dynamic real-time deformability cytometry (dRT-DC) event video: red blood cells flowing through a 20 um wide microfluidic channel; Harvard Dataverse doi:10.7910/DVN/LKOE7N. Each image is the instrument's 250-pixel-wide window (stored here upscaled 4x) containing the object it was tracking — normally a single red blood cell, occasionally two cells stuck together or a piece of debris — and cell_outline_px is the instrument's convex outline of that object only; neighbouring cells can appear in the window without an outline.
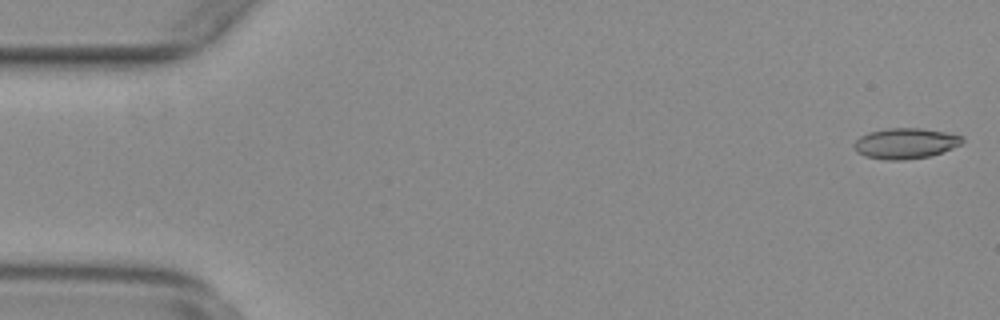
{"species": "common noctule bat (a hibernating species)", "species_latin": "Nyctalus noctula", "temperature_condition": "warm", "stored_images_in_passage": 10, "camera_frame_rate_fps": 3000, "um_per_image_px": 0.085, "animal": {"sex": "female", "body_mass_g": 29.2, "forearm_length_mm": 56.3}, "frame": {"image": 1, "passage_image": 1, "time_ms": 0.0, "image_size_px": [1000, 320], "cell_outline_px": [[964, 140], [960, 144], [952, 148], [928, 156], [904, 160], [888, 160], [864, 156], [856, 152], [852, 144], [860, 136], [868, 132], [888, 128], [920, 128], [944, 132], [964, 136]], "centroid_in_image_um": [76.92, 12.18], "position_along_channel_um": 8.1, "area_um2": 19.25}}